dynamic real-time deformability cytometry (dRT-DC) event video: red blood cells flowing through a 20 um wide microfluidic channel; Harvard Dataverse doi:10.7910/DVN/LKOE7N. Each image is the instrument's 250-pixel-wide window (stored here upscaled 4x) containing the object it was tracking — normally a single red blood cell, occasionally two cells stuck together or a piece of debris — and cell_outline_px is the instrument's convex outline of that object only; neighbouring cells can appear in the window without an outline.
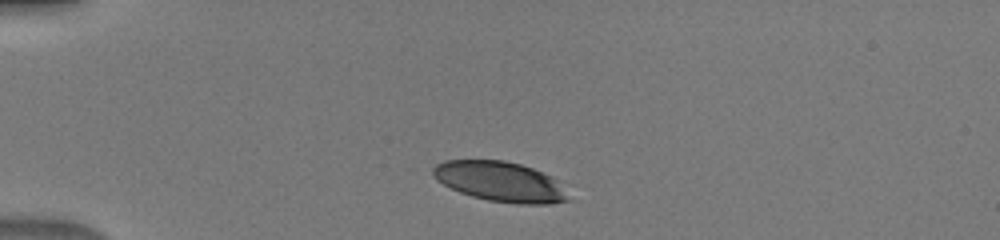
{"species": "human", "species_latin": "Homo sapiens", "temperature_condition": "warm", "stored_images_in_passage": 38, "camera_frame_rate_fps": 3000, "um_per_image_px": 0.085, "donor": {"sex": "male"}, "frame": {"image": 1, "passage_image": 1, "time_ms": 0.0, "image_size_px": [1000, 240], "cell_outline_px": [[572, 200], [552, 204], [516, 204], [488, 200], [472, 196], [460, 192], [436, 180], [432, 176], [432, 168], [436, 164], [444, 160], [504, 160], [520, 164], [532, 168], [552, 176], [560, 180]], "centroid_in_image_um": [42.57, 15.44], "position_along_channel_um": 42.4, "area_um2": 31.96}}
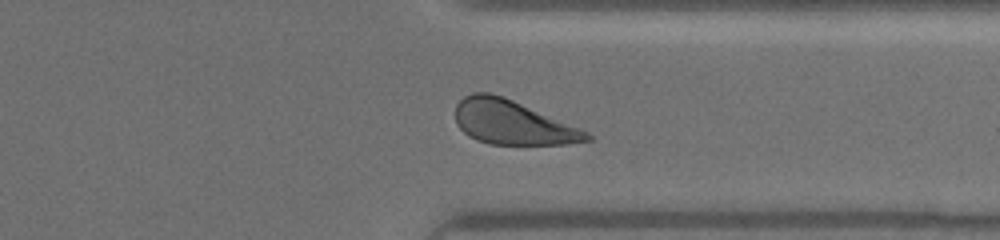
{"frame": {"image": 2, "passage_image": 28, "time_ms": 9.0, "image_size_px": [1000, 240], "cell_outline_px": [[592, 140], [568, 144], [488, 144], [476, 140], [468, 136], [456, 124], [456, 104], [464, 96], [472, 92], [488, 92], [504, 96], [584, 128], [592, 136]], "centroid_in_image_um": [43.6, 10.4], "position_along_channel_um": 367.8, "area_um2": 34.33}}
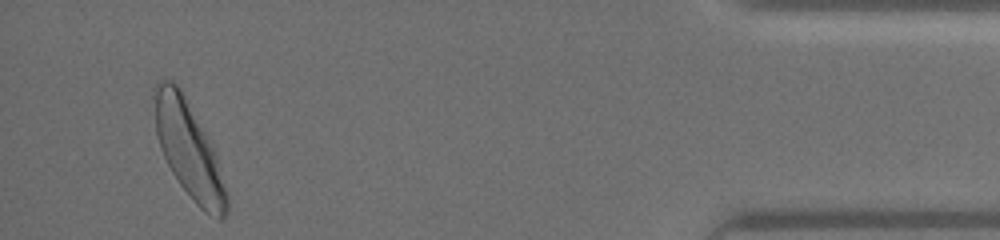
{"frame": {"image": 3, "passage_image": 36, "time_ms": 11.667, "image_size_px": [1000, 240], "cell_outline_px": [[228, 212], [220, 220], [204, 212], [196, 204], [180, 184], [172, 172], [160, 148], [156, 132], [152, 96], [152, 88], [160, 80], [172, 80], [180, 88], [208, 136], [216, 152], [228, 192]], "centroid_in_image_um": [16.05, 12.71], "position_along_channel_um": 419.1, "area_um2": 40.86}}